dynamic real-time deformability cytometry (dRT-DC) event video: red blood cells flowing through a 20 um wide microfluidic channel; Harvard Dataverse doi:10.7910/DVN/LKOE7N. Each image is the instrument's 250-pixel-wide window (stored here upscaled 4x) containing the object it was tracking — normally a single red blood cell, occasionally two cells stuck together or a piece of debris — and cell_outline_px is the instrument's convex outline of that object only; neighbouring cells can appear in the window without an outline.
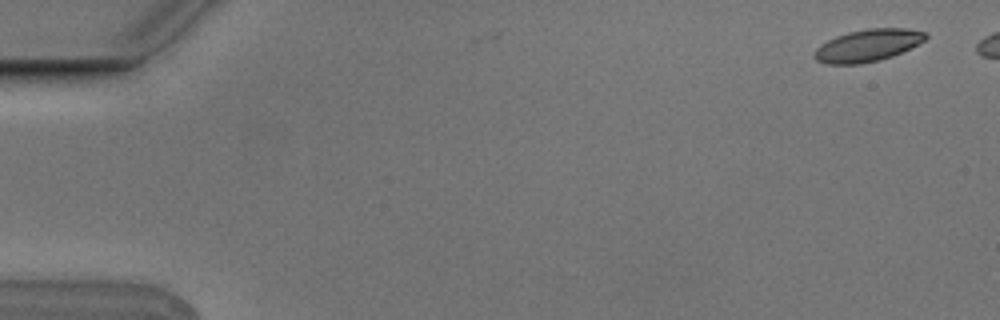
{"species": "Egyptian fruit bat (a non-hibernating species)", "species_latin": "Rousettus aegyptiacus", "temperature_condition": "cold", "stored_images_in_passage": 5, "camera_frame_rate_fps": 3000, "um_per_image_px": 0.085, "animal": {"sex": "male"}, "frame": {"image": 1, "passage_image": 1, "time_ms": 0.0, "image_size_px": [1000, 320], "cell_outline_px": [[928, 36], [924, 40], [892, 56], [880, 60], [860, 64], [824, 64], [816, 60], [812, 56], [816, 48], [820, 44], [836, 36], [848, 32], [868, 28], [908, 28], [924, 32]], "centroid_in_image_um": [73.69, 3.86], "position_along_channel_um": 11.3, "area_um2": 20.81}}